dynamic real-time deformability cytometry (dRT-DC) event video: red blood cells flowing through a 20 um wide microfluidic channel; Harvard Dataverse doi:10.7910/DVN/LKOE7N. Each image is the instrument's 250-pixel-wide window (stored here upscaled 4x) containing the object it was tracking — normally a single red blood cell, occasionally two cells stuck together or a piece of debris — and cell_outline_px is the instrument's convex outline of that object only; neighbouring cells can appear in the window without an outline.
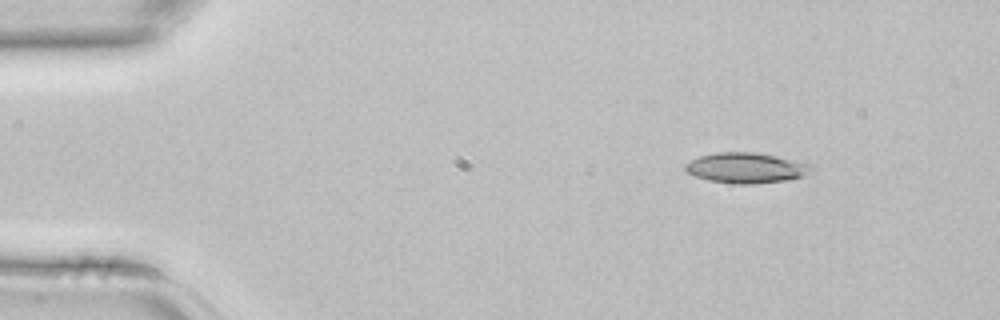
{"species": "common noctule bat (a hibernating species)", "species_latin": "Nyctalus noctula", "temperature_condition": "room temperature", "stored_images_in_passage": 4, "camera_frame_rate_fps": 3000, "um_per_image_px": 0.085, "animal": {"sex": "female", "body_mass_g": 22.7, "forearm_length_mm": 54.2}, "frame": {"image": 1, "passage_image": 1, "time_ms": 0.0, "image_size_px": [1000, 320], "cell_outline_px": [[816, 168], [812, 172], [804, 176], [784, 180], [752, 184], [740, 184], [708, 180], [696, 176], [688, 172], [684, 168], [684, 164], [700, 156], [716, 152], [756, 152], [812, 164]], "centroid_in_image_um": [63.46, 14.26], "position_along_channel_um": 21.5, "area_um2": 22.25}}
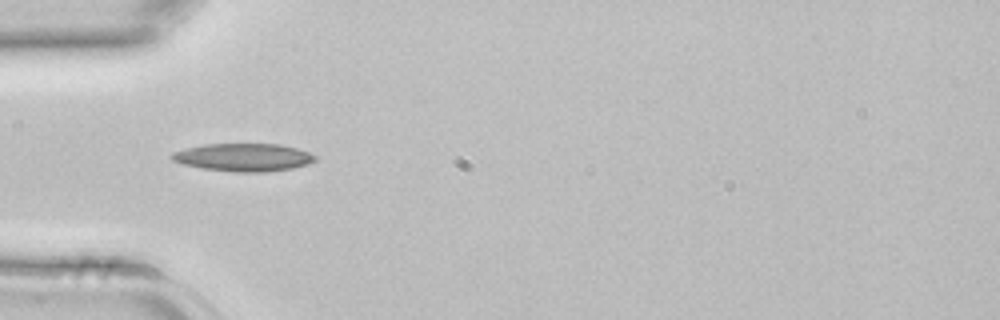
{"frame": {"image": 2, "passage_image": 3, "time_ms": 0.667, "image_size_px": [1000, 320], "cell_outline_px": [[316, 160], [308, 164], [292, 168], [264, 172], [236, 172], [204, 168], [184, 164], [172, 160], [168, 156], [172, 152], [184, 148], [204, 144], [280, 144], [296, 148], [308, 152], [316, 156]], "centroid_in_image_um": [20.67, 13.36], "position_along_channel_um": 64.3, "area_um2": 23.24}}